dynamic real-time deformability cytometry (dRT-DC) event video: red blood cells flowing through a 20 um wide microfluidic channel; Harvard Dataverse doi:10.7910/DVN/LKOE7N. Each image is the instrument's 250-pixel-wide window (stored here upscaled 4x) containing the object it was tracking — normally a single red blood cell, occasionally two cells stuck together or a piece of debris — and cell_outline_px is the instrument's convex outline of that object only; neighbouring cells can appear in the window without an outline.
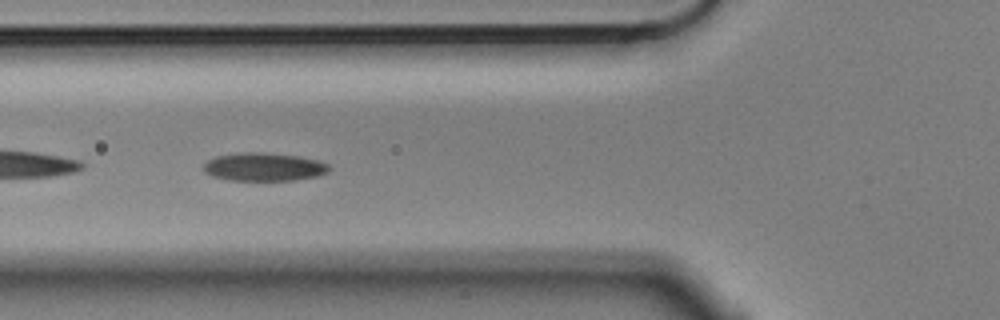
{"species": "Egyptian fruit bat (a non-hibernating species)", "species_latin": "Rousettus aegyptiacus", "temperature_condition": "cold", "stored_images_in_passage": 10, "camera_frame_rate_fps": 3000, "um_per_image_px": 0.085, "animal": {"sex": "male"}, "frame": {"image": 1, "passage_image": 5, "time_ms": 1.333, "image_size_px": [1000, 320], "cell_outline_px": [[328, 172], [316, 176], [296, 180], [228, 180], [212, 176], [204, 172], [204, 164], [208, 160], [216, 156], [236, 152], [260, 152], [296, 156], [316, 160], [328, 164]], "centroid_in_image_um": [22.38, 14.18], "position_along_channel_um": 103.4, "area_um2": 20.52}}
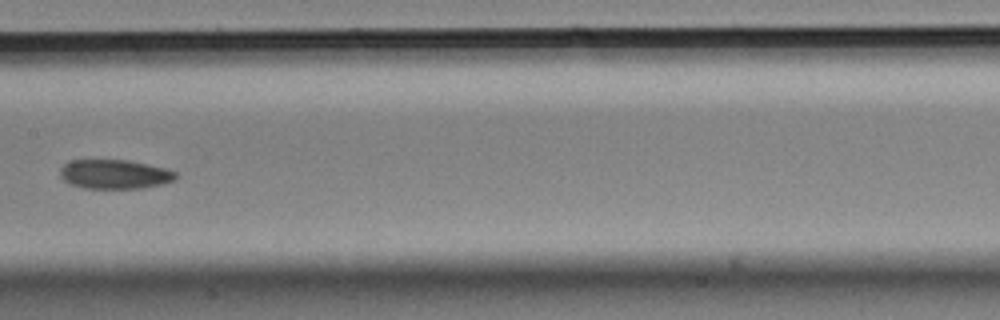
{"frame": {"image": 2, "passage_image": 7, "time_ms": 2.0, "image_size_px": [1000, 320], "cell_outline_px": [[176, 180], [160, 184], [140, 188], [84, 188], [68, 184], [60, 176], [60, 168], [68, 160], [124, 160], [164, 168], [176, 172]], "centroid_in_image_um": [9.68, 14.81], "position_along_channel_um": 197.7, "area_um2": 19.54}}
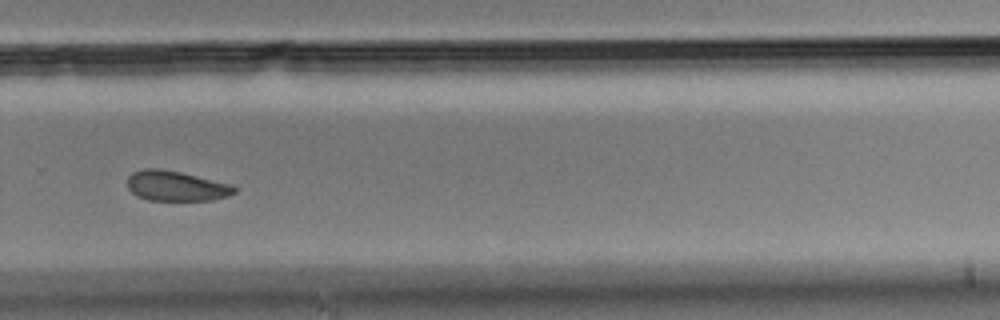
{"frame": {"image": 3, "passage_image": 10, "time_ms": 3.0, "image_size_px": [1000, 320], "cell_outline_px": [[236, 192], [228, 196], [212, 200], [148, 200], [136, 196], [128, 188], [128, 176], [132, 172], [144, 168], [156, 168], [180, 172], [232, 184], [236, 188]], "centroid_in_image_um": [14.96, 15.81], "position_along_channel_um": 314.8, "area_um2": 18.79}}